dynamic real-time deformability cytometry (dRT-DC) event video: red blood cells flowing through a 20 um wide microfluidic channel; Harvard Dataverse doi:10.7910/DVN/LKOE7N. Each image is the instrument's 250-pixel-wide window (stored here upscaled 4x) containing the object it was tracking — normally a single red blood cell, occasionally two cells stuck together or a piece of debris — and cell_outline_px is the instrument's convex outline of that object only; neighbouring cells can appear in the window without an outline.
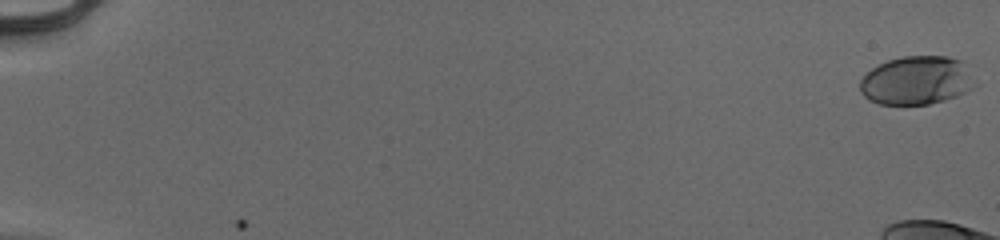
{"species": "human", "species_latin": "Homo sapiens", "temperature_condition": "cold", "stored_images_in_passage": 17, "camera_frame_rate_fps": 3000, "um_per_image_px": 0.085, "donor": {"sex": "male"}, "frame": {"image": 1, "passage_image": 1, "time_ms": 0.0, "image_size_px": [1000, 240], "cell_outline_px": [[980, 84], [956, 96], [944, 100], [928, 104], [880, 104], [868, 100], [860, 92], [860, 80], [872, 68], [888, 60], [900, 56], [948, 56], [960, 60]], "centroid_in_image_um": [77.92, 6.83], "position_along_channel_um": 7.1, "area_um2": 32.66}}